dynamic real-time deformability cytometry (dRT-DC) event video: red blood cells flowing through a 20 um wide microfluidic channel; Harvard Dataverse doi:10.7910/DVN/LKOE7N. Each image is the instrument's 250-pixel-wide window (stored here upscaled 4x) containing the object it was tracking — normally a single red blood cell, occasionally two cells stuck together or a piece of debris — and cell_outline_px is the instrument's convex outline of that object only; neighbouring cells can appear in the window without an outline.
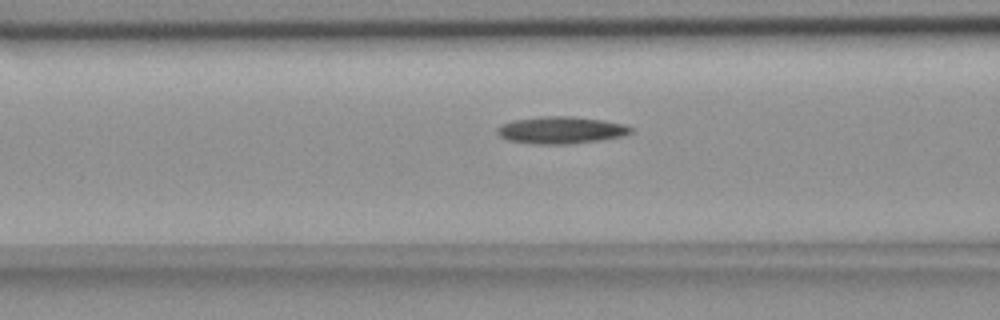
{"species": "common noctule bat (a hibernating species)", "species_latin": "Nyctalus noctula", "temperature_condition": "room temperature", "stored_images_in_passage": 37, "camera_frame_rate_fps": 3000, "um_per_image_px": 0.085, "animal": {"sex": "female", "body_mass_g": 18.4}, "frame": {"image": 1, "passage_image": 14, "time_ms": 4.333, "image_size_px": [1000, 320], "cell_outline_px": [[636, 128], [632, 132], [620, 136], [596, 140], [568, 144], [532, 144], [508, 140], [500, 136], [496, 132], [496, 128], [500, 124], [512, 120], [540, 116], [572, 116], [604, 120], [624, 124]], "centroid_in_image_um": [47.64, 11.04], "position_along_channel_um": 119.0, "area_um2": 21.21}}
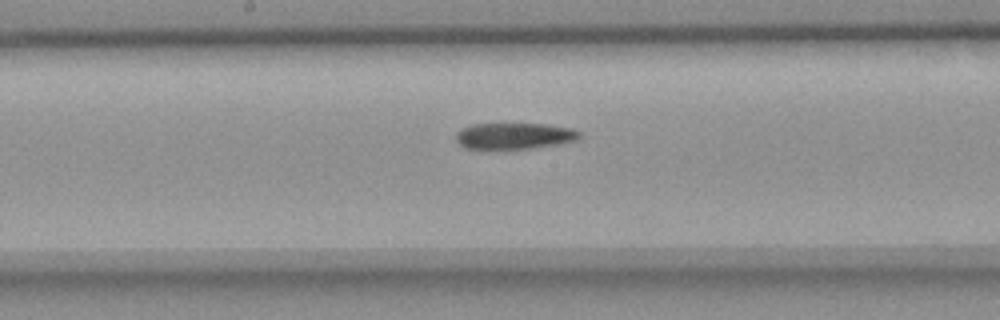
{"frame": {"image": 2, "passage_image": 21, "time_ms": 6.667, "image_size_px": [1000, 320], "cell_outline_px": [[580, 136], [576, 140], [556, 144], [532, 148], [464, 148], [456, 140], [456, 132], [472, 124], [544, 124], [572, 128], [580, 132]], "centroid_in_image_um": [43.71, 11.54], "position_along_channel_um": 204.5, "area_um2": 18.55}}
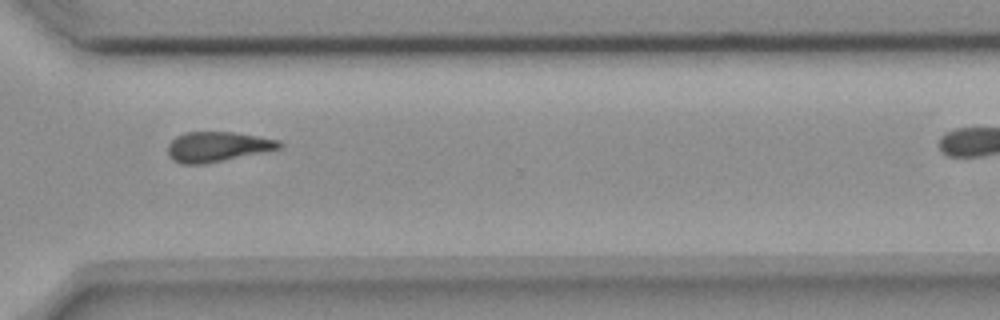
{"frame": {"image": 3, "passage_image": 33, "time_ms": 10.667, "image_size_px": [1000, 320], "cell_outline_px": [[284, 148], [204, 164], [180, 164], [172, 160], [168, 156], [168, 144], [176, 136], [184, 132], [232, 132], [280, 140], [284, 144]], "centroid_in_image_um": [18.49, 12.47], "position_along_channel_um": 352.1, "area_um2": 19.65}}